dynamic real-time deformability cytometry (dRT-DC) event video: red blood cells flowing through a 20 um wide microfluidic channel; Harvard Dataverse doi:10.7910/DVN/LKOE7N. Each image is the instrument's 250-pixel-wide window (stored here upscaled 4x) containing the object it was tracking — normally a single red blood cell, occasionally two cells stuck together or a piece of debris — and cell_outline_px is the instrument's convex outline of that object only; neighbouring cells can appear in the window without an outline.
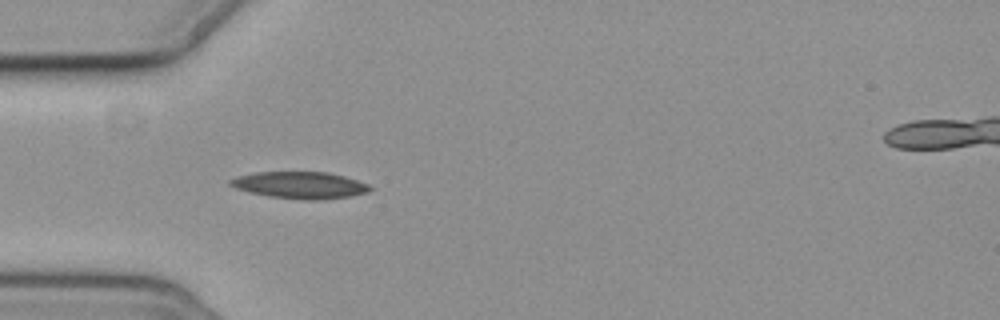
{"species": "common noctule bat (a hibernating species)", "species_latin": "Nyctalus noctula", "temperature_condition": "cold", "stored_images_in_passage": 4, "camera_frame_rate_fps": 3000, "um_per_image_px": 0.085, "animal": {"sex": "female", "body_mass_g": 19.3, "forearm_length_mm": 54.1}, "frame": {"image": 1, "passage_image": 4, "time_ms": 3.333, "image_size_px": [1000, 320], "cell_outline_px": [[372, 188], [368, 192], [352, 196], [324, 200], [304, 200], [268, 196], [248, 192], [236, 188], [228, 184], [228, 180], [240, 176], [256, 172], [328, 172], [344, 176], [368, 184]], "centroid_in_image_um": [25.51, 15.74], "position_along_channel_um": 59.5, "area_um2": 21.91}}